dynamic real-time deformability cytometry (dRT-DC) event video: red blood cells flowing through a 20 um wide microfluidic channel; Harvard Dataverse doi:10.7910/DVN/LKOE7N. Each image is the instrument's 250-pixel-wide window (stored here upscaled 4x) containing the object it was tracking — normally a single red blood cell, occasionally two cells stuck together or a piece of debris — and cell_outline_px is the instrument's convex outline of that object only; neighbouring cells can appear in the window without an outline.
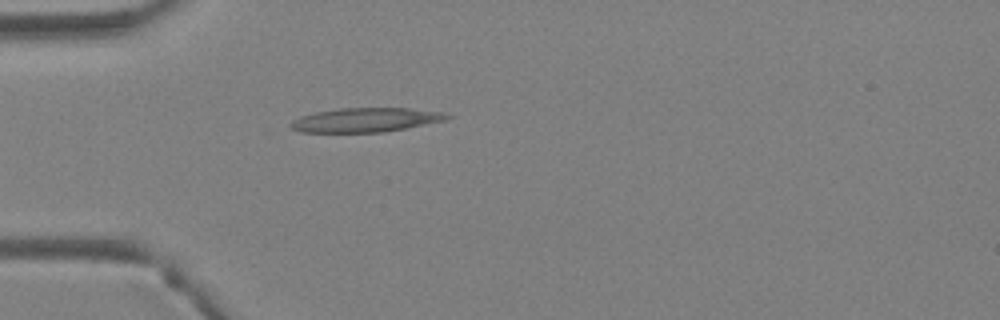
{"species": "Egyptian fruit bat (a non-hibernating species)", "species_latin": "Rousettus aegyptiacus", "temperature_condition": "warm", "stored_images_in_passage": 1, "camera_frame_rate_fps": 3000, "um_per_image_px": 0.085, "animal": {"sex": "female"}, "frame": {"image": 1, "passage_image": 1, "time_ms": 0.0, "image_size_px": [1000, 320], "cell_outline_px": [[452, 116], [448, 120], [384, 132], [300, 132], [292, 128], [288, 124], [292, 120], [300, 116], [316, 112], [340, 108], [408, 108], [444, 112]], "centroid_in_image_um": [31.1, 10.19], "position_along_channel_um": 53.9, "area_um2": 22.08}}